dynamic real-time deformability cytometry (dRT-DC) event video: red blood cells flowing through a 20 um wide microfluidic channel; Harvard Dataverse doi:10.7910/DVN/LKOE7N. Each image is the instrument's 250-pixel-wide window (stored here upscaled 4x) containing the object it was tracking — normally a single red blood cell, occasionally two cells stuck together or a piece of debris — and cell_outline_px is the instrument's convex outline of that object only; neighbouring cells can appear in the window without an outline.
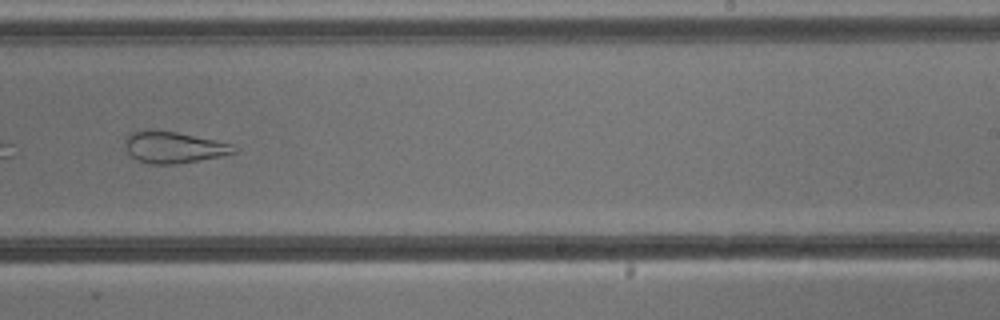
{"species": "common noctule bat (a hibernating species)", "species_latin": "Nyctalus noctula", "temperature_condition": "cold", "stored_images_in_passage": 10, "camera_frame_rate_fps": 3000, "um_per_image_px": 0.085, "animal": {"sex": "male", "body_mass_g": 13.3}, "frame": {"image": 1, "passage_image": 9, "time_ms": 10.0, "image_size_px": [1000, 320], "cell_outline_px": [[236, 152], [220, 156], [176, 164], [148, 164], [136, 160], [128, 152], [124, 144], [124, 140], [128, 132], [148, 128], [152, 128], [176, 132], [216, 140], [232, 144], [236, 148]], "centroid_in_image_um": [14.68, 12.49], "position_along_channel_um": 274.3, "area_um2": 20.29}}